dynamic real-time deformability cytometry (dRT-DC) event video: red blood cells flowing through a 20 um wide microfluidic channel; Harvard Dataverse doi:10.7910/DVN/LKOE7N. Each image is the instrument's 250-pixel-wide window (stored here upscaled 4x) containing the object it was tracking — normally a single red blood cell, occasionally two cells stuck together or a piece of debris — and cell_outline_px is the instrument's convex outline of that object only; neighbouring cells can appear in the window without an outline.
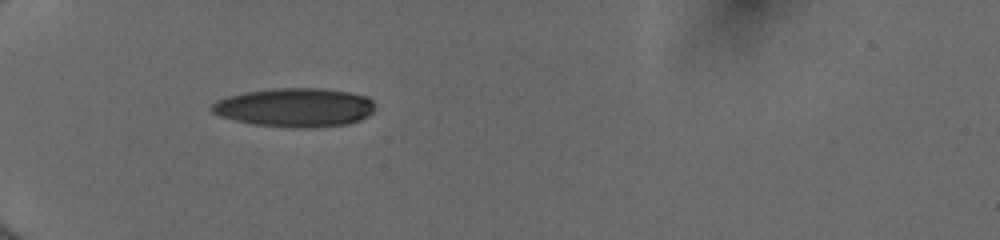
{"species": "human", "species_latin": "Homo sapiens", "temperature_condition": "cold", "stored_images_in_passage": 35, "camera_frame_rate_fps": 3000, "um_per_image_px": 0.085, "donor": {"sex": "female"}, "frame": {"image": 1, "passage_image": 1, "time_ms": 0.0, "image_size_px": [1000, 240], "cell_outline_px": [[376, 108], [368, 116], [360, 120], [348, 124], [312, 128], [292, 128], [252, 124], [220, 116], [212, 112], [208, 108], [216, 100], [228, 96], [244, 92], [276, 88], [324, 88], [348, 92], [368, 96], [376, 104]], "centroid_in_image_um": [25.09, 9.14], "position_along_channel_um": 59.9, "area_um2": 37.4}}
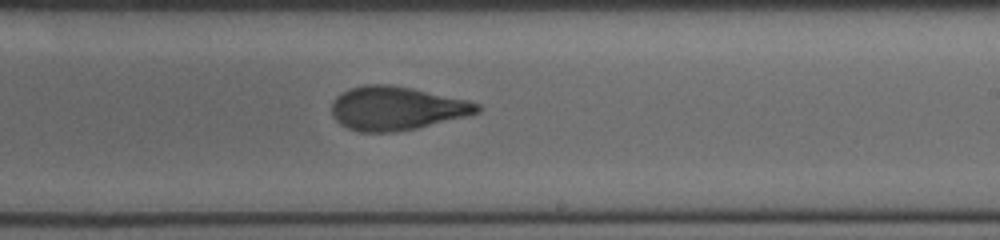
{"frame": {"image": 2, "passage_image": 17, "time_ms": 5.333, "image_size_px": [1000, 240], "cell_outline_px": [[480, 112], [416, 128], [392, 132], [360, 132], [348, 128], [340, 124], [332, 116], [332, 104], [336, 96], [352, 88], [364, 84], [388, 84], [412, 88], [468, 100], [480, 104]], "centroid_in_image_um": [33.68, 9.2], "position_along_channel_um": 255.3, "area_um2": 36.7}}
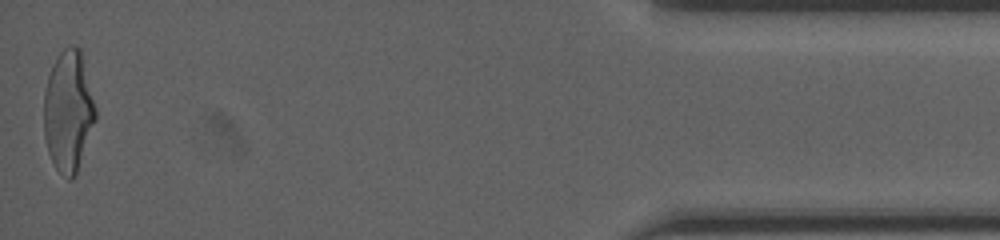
{"frame": {"image": 3, "passage_image": 35, "time_ms": 11.333, "image_size_px": [1000, 240], "cell_outline_px": [[96, 120], [76, 172], [72, 180], [68, 180], [56, 168], [48, 152], [44, 136], [44, 92], [48, 76], [60, 52], [68, 44], [72, 44], [80, 48], [96, 108]], "centroid_in_image_um": [5.81, 9.44], "position_along_channel_um": 429.4, "area_um2": 36.18}, "authors_computed_cell_mechanics": {"area_um2": 36.9342, "velocity_mm_per_s": 4.0218, "shape_relaxation_time_tau1_ms": 5.349, "shape_relaxation_time_tau2_ms": 1.2077, "deformation_change_tau1": 0.212, "deformation_change_tau2": 0.0852}}